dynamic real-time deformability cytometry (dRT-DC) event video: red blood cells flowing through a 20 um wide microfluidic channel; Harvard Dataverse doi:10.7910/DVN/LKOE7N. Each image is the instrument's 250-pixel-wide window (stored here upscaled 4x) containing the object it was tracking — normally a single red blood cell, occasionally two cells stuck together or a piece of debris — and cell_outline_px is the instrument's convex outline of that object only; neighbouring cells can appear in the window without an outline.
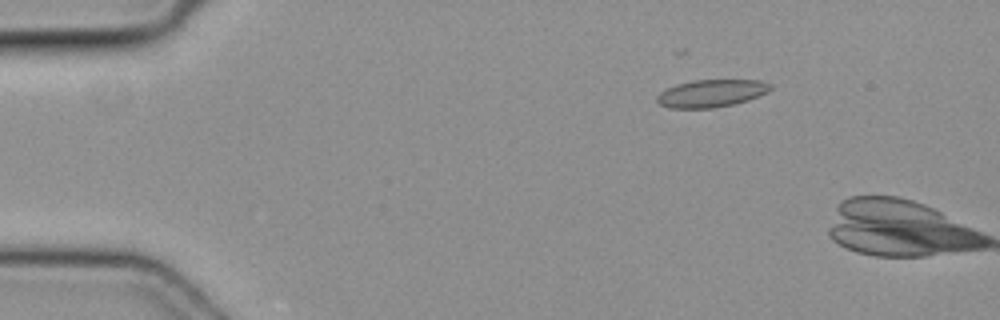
{"species": "common noctule bat (a hibernating species)", "species_latin": "Nyctalus noctula", "temperature_condition": "cold", "stored_images_in_passage": 7, "camera_frame_rate_fps": 3000, "um_per_image_px": 0.085, "animal": {"sex": "female", "body_mass_g": 19.3, "forearm_length_mm": 54.1}, "frame": {"image": 1, "passage_image": 6, "time_ms": 1.667, "image_size_px": [1000, 320], "cell_outline_px": [[772, 88], [768, 92], [748, 100], [736, 104], [712, 108], [668, 108], [660, 104], [656, 100], [656, 96], [660, 92], [676, 84], [696, 80], [760, 80], [772, 84]], "centroid_in_image_um": [60.48, 7.93], "position_along_channel_um": 24.5, "area_um2": 18.26}}